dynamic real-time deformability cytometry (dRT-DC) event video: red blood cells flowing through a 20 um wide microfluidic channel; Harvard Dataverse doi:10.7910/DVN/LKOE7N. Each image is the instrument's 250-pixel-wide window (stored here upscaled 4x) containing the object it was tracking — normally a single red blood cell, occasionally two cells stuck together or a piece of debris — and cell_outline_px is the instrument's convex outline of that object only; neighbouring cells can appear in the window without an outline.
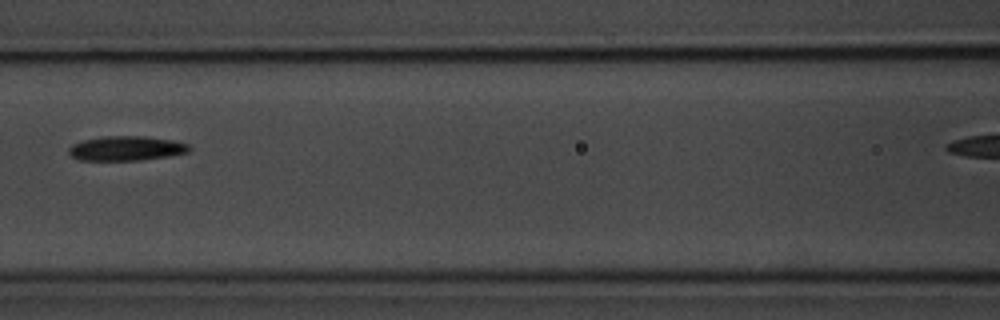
{"species": "common noctule bat (a hibernating species)", "species_latin": "Nyctalus noctula", "temperature_condition": "room temperature", "stored_images_in_passage": 6, "segment_of_instrument_passage": [1, 2], "camera_frame_rate_fps": 3000, "um_per_image_px": 0.085, "animal": {"sex": "male", "body_mass_g": 20.1, "forearm_length_mm": 53.5}, "frame": {"image": 1, "passage_image": 5, "time_ms": 4.667, "image_size_px": [1000, 320], "cell_outline_px": [[192, 148], [188, 152], [168, 156], [140, 160], [80, 160], [72, 156], [68, 152], [68, 148], [72, 144], [84, 140], [104, 136], [144, 136], [172, 140], [188, 144]], "centroid_in_image_um": [10.73, 12.61], "position_along_channel_um": 155.9, "area_um2": 17.17}}